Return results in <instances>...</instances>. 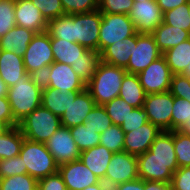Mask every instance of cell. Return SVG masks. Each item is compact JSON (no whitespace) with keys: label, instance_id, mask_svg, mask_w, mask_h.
Segmentation results:
<instances>
[{"label":"cell","instance_id":"obj_12","mask_svg":"<svg viewBox=\"0 0 190 190\" xmlns=\"http://www.w3.org/2000/svg\"><path fill=\"white\" fill-rule=\"evenodd\" d=\"M177 161H160L149 150L137 156L138 177L144 181L171 182Z\"/></svg>","mask_w":190,"mask_h":190},{"label":"cell","instance_id":"obj_18","mask_svg":"<svg viewBox=\"0 0 190 190\" xmlns=\"http://www.w3.org/2000/svg\"><path fill=\"white\" fill-rule=\"evenodd\" d=\"M49 87L60 92H81L86 88L85 82L73 71L71 65L53 62L51 64Z\"/></svg>","mask_w":190,"mask_h":190},{"label":"cell","instance_id":"obj_22","mask_svg":"<svg viewBox=\"0 0 190 190\" xmlns=\"http://www.w3.org/2000/svg\"><path fill=\"white\" fill-rule=\"evenodd\" d=\"M25 74L23 57L16 53L0 51V77L8 88L15 85Z\"/></svg>","mask_w":190,"mask_h":190},{"label":"cell","instance_id":"obj_25","mask_svg":"<svg viewBox=\"0 0 190 190\" xmlns=\"http://www.w3.org/2000/svg\"><path fill=\"white\" fill-rule=\"evenodd\" d=\"M132 49V36L126 37L123 40L117 41L110 46H107L101 53V61L125 68L128 65Z\"/></svg>","mask_w":190,"mask_h":190},{"label":"cell","instance_id":"obj_60","mask_svg":"<svg viewBox=\"0 0 190 190\" xmlns=\"http://www.w3.org/2000/svg\"><path fill=\"white\" fill-rule=\"evenodd\" d=\"M2 180H3V177L0 174V187H1V184H2Z\"/></svg>","mask_w":190,"mask_h":190},{"label":"cell","instance_id":"obj_43","mask_svg":"<svg viewBox=\"0 0 190 190\" xmlns=\"http://www.w3.org/2000/svg\"><path fill=\"white\" fill-rule=\"evenodd\" d=\"M65 14L88 13L98 10V0H61Z\"/></svg>","mask_w":190,"mask_h":190},{"label":"cell","instance_id":"obj_34","mask_svg":"<svg viewBox=\"0 0 190 190\" xmlns=\"http://www.w3.org/2000/svg\"><path fill=\"white\" fill-rule=\"evenodd\" d=\"M124 131L120 125L112 124L104 132L100 133V145L113 153L124 151Z\"/></svg>","mask_w":190,"mask_h":190},{"label":"cell","instance_id":"obj_14","mask_svg":"<svg viewBox=\"0 0 190 190\" xmlns=\"http://www.w3.org/2000/svg\"><path fill=\"white\" fill-rule=\"evenodd\" d=\"M45 145L58 165L76 161L80 158L81 152L73 140L70 128L61 126L45 142Z\"/></svg>","mask_w":190,"mask_h":190},{"label":"cell","instance_id":"obj_9","mask_svg":"<svg viewBox=\"0 0 190 190\" xmlns=\"http://www.w3.org/2000/svg\"><path fill=\"white\" fill-rule=\"evenodd\" d=\"M138 177L137 156L126 151L113 154L102 180L110 188L120 183L135 180Z\"/></svg>","mask_w":190,"mask_h":190},{"label":"cell","instance_id":"obj_24","mask_svg":"<svg viewBox=\"0 0 190 190\" xmlns=\"http://www.w3.org/2000/svg\"><path fill=\"white\" fill-rule=\"evenodd\" d=\"M51 47L54 61L68 65L76 63L81 59V55L88 50L77 42L58 38H51Z\"/></svg>","mask_w":190,"mask_h":190},{"label":"cell","instance_id":"obj_50","mask_svg":"<svg viewBox=\"0 0 190 190\" xmlns=\"http://www.w3.org/2000/svg\"><path fill=\"white\" fill-rule=\"evenodd\" d=\"M51 65L41 67L32 71L29 75L32 81L41 89L49 87L50 84Z\"/></svg>","mask_w":190,"mask_h":190},{"label":"cell","instance_id":"obj_19","mask_svg":"<svg viewBox=\"0 0 190 190\" xmlns=\"http://www.w3.org/2000/svg\"><path fill=\"white\" fill-rule=\"evenodd\" d=\"M16 25L35 33L45 32L48 21L31 0H15Z\"/></svg>","mask_w":190,"mask_h":190},{"label":"cell","instance_id":"obj_51","mask_svg":"<svg viewBox=\"0 0 190 190\" xmlns=\"http://www.w3.org/2000/svg\"><path fill=\"white\" fill-rule=\"evenodd\" d=\"M0 121L5 122L10 128L19 125L13 117L7 96L0 97Z\"/></svg>","mask_w":190,"mask_h":190},{"label":"cell","instance_id":"obj_57","mask_svg":"<svg viewBox=\"0 0 190 190\" xmlns=\"http://www.w3.org/2000/svg\"><path fill=\"white\" fill-rule=\"evenodd\" d=\"M10 127L5 123L0 121V135L4 134Z\"/></svg>","mask_w":190,"mask_h":190},{"label":"cell","instance_id":"obj_11","mask_svg":"<svg viewBox=\"0 0 190 190\" xmlns=\"http://www.w3.org/2000/svg\"><path fill=\"white\" fill-rule=\"evenodd\" d=\"M23 62L28 74L41 67L50 66L54 62L51 38L46 31L33 36L24 53Z\"/></svg>","mask_w":190,"mask_h":190},{"label":"cell","instance_id":"obj_38","mask_svg":"<svg viewBox=\"0 0 190 190\" xmlns=\"http://www.w3.org/2000/svg\"><path fill=\"white\" fill-rule=\"evenodd\" d=\"M103 106L106 109L108 116L111 118L112 123L115 125H121L128 117L129 112L134 109V107L130 106L120 97L114 98Z\"/></svg>","mask_w":190,"mask_h":190},{"label":"cell","instance_id":"obj_55","mask_svg":"<svg viewBox=\"0 0 190 190\" xmlns=\"http://www.w3.org/2000/svg\"><path fill=\"white\" fill-rule=\"evenodd\" d=\"M83 190H111V188L106 183L101 181L100 183L90 185Z\"/></svg>","mask_w":190,"mask_h":190},{"label":"cell","instance_id":"obj_45","mask_svg":"<svg viewBox=\"0 0 190 190\" xmlns=\"http://www.w3.org/2000/svg\"><path fill=\"white\" fill-rule=\"evenodd\" d=\"M47 21L64 15L61 0H31Z\"/></svg>","mask_w":190,"mask_h":190},{"label":"cell","instance_id":"obj_39","mask_svg":"<svg viewBox=\"0 0 190 190\" xmlns=\"http://www.w3.org/2000/svg\"><path fill=\"white\" fill-rule=\"evenodd\" d=\"M174 150L178 167L190 166V136L174 130Z\"/></svg>","mask_w":190,"mask_h":190},{"label":"cell","instance_id":"obj_44","mask_svg":"<svg viewBox=\"0 0 190 190\" xmlns=\"http://www.w3.org/2000/svg\"><path fill=\"white\" fill-rule=\"evenodd\" d=\"M0 174L4 177L27 174V168L22 163L20 155L12 158L0 159Z\"/></svg>","mask_w":190,"mask_h":190},{"label":"cell","instance_id":"obj_53","mask_svg":"<svg viewBox=\"0 0 190 190\" xmlns=\"http://www.w3.org/2000/svg\"><path fill=\"white\" fill-rule=\"evenodd\" d=\"M157 5L161 8L163 13L170 11L182 4L188 3L189 0H156Z\"/></svg>","mask_w":190,"mask_h":190},{"label":"cell","instance_id":"obj_27","mask_svg":"<svg viewBox=\"0 0 190 190\" xmlns=\"http://www.w3.org/2000/svg\"><path fill=\"white\" fill-rule=\"evenodd\" d=\"M172 74H182L190 63V38L162 54Z\"/></svg>","mask_w":190,"mask_h":190},{"label":"cell","instance_id":"obj_15","mask_svg":"<svg viewBox=\"0 0 190 190\" xmlns=\"http://www.w3.org/2000/svg\"><path fill=\"white\" fill-rule=\"evenodd\" d=\"M58 172L61 174L67 190H83L101 182L100 178L80 159L59 165Z\"/></svg>","mask_w":190,"mask_h":190},{"label":"cell","instance_id":"obj_3","mask_svg":"<svg viewBox=\"0 0 190 190\" xmlns=\"http://www.w3.org/2000/svg\"><path fill=\"white\" fill-rule=\"evenodd\" d=\"M19 155L27 168V174L37 180L54 174L59 165L53 155L48 151L45 143L24 139Z\"/></svg>","mask_w":190,"mask_h":190},{"label":"cell","instance_id":"obj_20","mask_svg":"<svg viewBox=\"0 0 190 190\" xmlns=\"http://www.w3.org/2000/svg\"><path fill=\"white\" fill-rule=\"evenodd\" d=\"M36 33L24 27L15 26L0 38V51L16 53L23 57Z\"/></svg>","mask_w":190,"mask_h":190},{"label":"cell","instance_id":"obj_13","mask_svg":"<svg viewBox=\"0 0 190 190\" xmlns=\"http://www.w3.org/2000/svg\"><path fill=\"white\" fill-rule=\"evenodd\" d=\"M138 33L151 34L163 22L164 13L156 0L134 2L128 14Z\"/></svg>","mask_w":190,"mask_h":190},{"label":"cell","instance_id":"obj_36","mask_svg":"<svg viewBox=\"0 0 190 190\" xmlns=\"http://www.w3.org/2000/svg\"><path fill=\"white\" fill-rule=\"evenodd\" d=\"M190 118V102L187 99L174 96L171 117V131L181 130Z\"/></svg>","mask_w":190,"mask_h":190},{"label":"cell","instance_id":"obj_16","mask_svg":"<svg viewBox=\"0 0 190 190\" xmlns=\"http://www.w3.org/2000/svg\"><path fill=\"white\" fill-rule=\"evenodd\" d=\"M96 102L85 88L81 92H70V104L61 116V125L71 128L83 124L85 117L95 107Z\"/></svg>","mask_w":190,"mask_h":190},{"label":"cell","instance_id":"obj_32","mask_svg":"<svg viewBox=\"0 0 190 190\" xmlns=\"http://www.w3.org/2000/svg\"><path fill=\"white\" fill-rule=\"evenodd\" d=\"M100 61V53L88 49L81 55L80 60L74 64H71V67L73 71L85 82V84H87L96 72Z\"/></svg>","mask_w":190,"mask_h":190},{"label":"cell","instance_id":"obj_58","mask_svg":"<svg viewBox=\"0 0 190 190\" xmlns=\"http://www.w3.org/2000/svg\"><path fill=\"white\" fill-rule=\"evenodd\" d=\"M180 131H182L184 134L190 136V118H189L188 123L183 128H181Z\"/></svg>","mask_w":190,"mask_h":190},{"label":"cell","instance_id":"obj_1","mask_svg":"<svg viewBox=\"0 0 190 190\" xmlns=\"http://www.w3.org/2000/svg\"><path fill=\"white\" fill-rule=\"evenodd\" d=\"M125 73L122 67L100 61L92 79L86 84L96 105H104L119 96Z\"/></svg>","mask_w":190,"mask_h":190},{"label":"cell","instance_id":"obj_47","mask_svg":"<svg viewBox=\"0 0 190 190\" xmlns=\"http://www.w3.org/2000/svg\"><path fill=\"white\" fill-rule=\"evenodd\" d=\"M149 121L148 114L143 107L134 108L129 112L126 120L120 125L124 133H128V129H136Z\"/></svg>","mask_w":190,"mask_h":190},{"label":"cell","instance_id":"obj_21","mask_svg":"<svg viewBox=\"0 0 190 190\" xmlns=\"http://www.w3.org/2000/svg\"><path fill=\"white\" fill-rule=\"evenodd\" d=\"M113 154L106 147L97 145L82 151L79 159L102 181Z\"/></svg>","mask_w":190,"mask_h":190},{"label":"cell","instance_id":"obj_61","mask_svg":"<svg viewBox=\"0 0 190 190\" xmlns=\"http://www.w3.org/2000/svg\"><path fill=\"white\" fill-rule=\"evenodd\" d=\"M134 2H138V1H144V0H133ZM146 1V0H145ZM147 1H151V0H147Z\"/></svg>","mask_w":190,"mask_h":190},{"label":"cell","instance_id":"obj_10","mask_svg":"<svg viewBox=\"0 0 190 190\" xmlns=\"http://www.w3.org/2000/svg\"><path fill=\"white\" fill-rule=\"evenodd\" d=\"M172 73L162 55L138 74L140 84L146 94L170 91Z\"/></svg>","mask_w":190,"mask_h":190},{"label":"cell","instance_id":"obj_37","mask_svg":"<svg viewBox=\"0 0 190 190\" xmlns=\"http://www.w3.org/2000/svg\"><path fill=\"white\" fill-rule=\"evenodd\" d=\"M189 2L164 13L163 22L190 32Z\"/></svg>","mask_w":190,"mask_h":190},{"label":"cell","instance_id":"obj_52","mask_svg":"<svg viewBox=\"0 0 190 190\" xmlns=\"http://www.w3.org/2000/svg\"><path fill=\"white\" fill-rule=\"evenodd\" d=\"M111 190H146V181L137 178L115 185Z\"/></svg>","mask_w":190,"mask_h":190},{"label":"cell","instance_id":"obj_46","mask_svg":"<svg viewBox=\"0 0 190 190\" xmlns=\"http://www.w3.org/2000/svg\"><path fill=\"white\" fill-rule=\"evenodd\" d=\"M170 93L173 96L187 99L190 102V77L182 74H173Z\"/></svg>","mask_w":190,"mask_h":190},{"label":"cell","instance_id":"obj_28","mask_svg":"<svg viewBox=\"0 0 190 190\" xmlns=\"http://www.w3.org/2000/svg\"><path fill=\"white\" fill-rule=\"evenodd\" d=\"M149 151L160 161H177L174 150V130L161 131L151 144Z\"/></svg>","mask_w":190,"mask_h":190},{"label":"cell","instance_id":"obj_29","mask_svg":"<svg viewBox=\"0 0 190 190\" xmlns=\"http://www.w3.org/2000/svg\"><path fill=\"white\" fill-rule=\"evenodd\" d=\"M70 104V92L63 93L58 89L47 87L42 89L41 105L60 117Z\"/></svg>","mask_w":190,"mask_h":190},{"label":"cell","instance_id":"obj_17","mask_svg":"<svg viewBox=\"0 0 190 190\" xmlns=\"http://www.w3.org/2000/svg\"><path fill=\"white\" fill-rule=\"evenodd\" d=\"M161 131L149 121L139 128L128 129L124 135V151L136 156L145 153Z\"/></svg>","mask_w":190,"mask_h":190},{"label":"cell","instance_id":"obj_59","mask_svg":"<svg viewBox=\"0 0 190 190\" xmlns=\"http://www.w3.org/2000/svg\"><path fill=\"white\" fill-rule=\"evenodd\" d=\"M182 75L190 77V63L186 67L185 71L182 73Z\"/></svg>","mask_w":190,"mask_h":190},{"label":"cell","instance_id":"obj_41","mask_svg":"<svg viewBox=\"0 0 190 190\" xmlns=\"http://www.w3.org/2000/svg\"><path fill=\"white\" fill-rule=\"evenodd\" d=\"M16 26L15 0L0 1V38Z\"/></svg>","mask_w":190,"mask_h":190},{"label":"cell","instance_id":"obj_42","mask_svg":"<svg viewBox=\"0 0 190 190\" xmlns=\"http://www.w3.org/2000/svg\"><path fill=\"white\" fill-rule=\"evenodd\" d=\"M133 0H98V10L107 14H129Z\"/></svg>","mask_w":190,"mask_h":190},{"label":"cell","instance_id":"obj_35","mask_svg":"<svg viewBox=\"0 0 190 190\" xmlns=\"http://www.w3.org/2000/svg\"><path fill=\"white\" fill-rule=\"evenodd\" d=\"M83 124L85 127H90L95 130L96 133H101L108 129L113 123L104 106L95 105L85 117Z\"/></svg>","mask_w":190,"mask_h":190},{"label":"cell","instance_id":"obj_8","mask_svg":"<svg viewBox=\"0 0 190 190\" xmlns=\"http://www.w3.org/2000/svg\"><path fill=\"white\" fill-rule=\"evenodd\" d=\"M174 96L170 91L146 94L143 108L148 114L149 122L162 131H171V117Z\"/></svg>","mask_w":190,"mask_h":190},{"label":"cell","instance_id":"obj_7","mask_svg":"<svg viewBox=\"0 0 190 190\" xmlns=\"http://www.w3.org/2000/svg\"><path fill=\"white\" fill-rule=\"evenodd\" d=\"M102 13L95 10L88 13L74 14L75 42L83 47L98 52L99 30Z\"/></svg>","mask_w":190,"mask_h":190},{"label":"cell","instance_id":"obj_33","mask_svg":"<svg viewBox=\"0 0 190 190\" xmlns=\"http://www.w3.org/2000/svg\"><path fill=\"white\" fill-rule=\"evenodd\" d=\"M70 132L80 152L100 145V133L84 124L71 127Z\"/></svg>","mask_w":190,"mask_h":190},{"label":"cell","instance_id":"obj_26","mask_svg":"<svg viewBox=\"0 0 190 190\" xmlns=\"http://www.w3.org/2000/svg\"><path fill=\"white\" fill-rule=\"evenodd\" d=\"M118 97L134 108L143 107L146 93L140 84L138 75L125 73Z\"/></svg>","mask_w":190,"mask_h":190},{"label":"cell","instance_id":"obj_48","mask_svg":"<svg viewBox=\"0 0 190 190\" xmlns=\"http://www.w3.org/2000/svg\"><path fill=\"white\" fill-rule=\"evenodd\" d=\"M173 190H190V166L179 167L172 176Z\"/></svg>","mask_w":190,"mask_h":190},{"label":"cell","instance_id":"obj_6","mask_svg":"<svg viewBox=\"0 0 190 190\" xmlns=\"http://www.w3.org/2000/svg\"><path fill=\"white\" fill-rule=\"evenodd\" d=\"M135 33V26L129 15L102 13L98 52L101 53L107 46L133 36Z\"/></svg>","mask_w":190,"mask_h":190},{"label":"cell","instance_id":"obj_2","mask_svg":"<svg viewBox=\"0 0 190 190\" xmlns=\"http://www.w3.org/2000/svg\"><path fill=\"white\" fill-rule=\"evenodd\" d=\"M41 98L42 89L32 81L28 73L9 87L7 92L13 117L18 123L41 106Z\"/></svg>","mask_w":190,"mask_h":190},{"label":"cell","instance_id":"obj_49","mask_svg":"<svg viewBox=\"0 0 190 190\" xmlns=\"http://www.w3.org/2000/svg\"><path fill=\"white\" fill-rule=\"evenodd\" d=\"M37 190H67L61 174L57 171L38 180Z\"/></svg>","mask_w":190,"mask_h":190},{"label":"cell","instance_id":"obj_54","mask_svg":"<svg viewBox=\"0 0 190 190\" xmlns=\"http://www.w3.org/2000/svg\"><path fill=\"white\" fill-rule=\"evenodd\" d=\"M146 190H173L171 182L146 181Z\"/></svg>","mask_w":190,"mask_h":190},{"label":"cell","instance_id":"obj_56","mask_svg":"<svg viewBox=\"0 0 190 190\" xmlns=\"http://www.w3.org/2000/svg\"><path fill=\"white\" fill-rule=\"evenodd\" d=\"M8 87L0 77V97L7 96Z\"/></svg>","mask_w":190,"mask_h":190},{"label":"cell","instance_id":"obj_4","mask_svg":"<svg viewBox=\"0 0 190 190\" xmlns=\"http://www.w3.org/2000/svg\"><path fill=\"white\" fill-rule=\"evenodd\" d=\"M18 126L26 139L45 143L62 125L60 117L41 105L23 118Z\"/></svg>","mask_w":190,"mask_h":190},{"label":"cell","instance_id":"obj_40","mask_svg":"<svg viewBox=\"0 0 190 190\" xmlns=\"http://www.w3.org/2000/svg\"><path fill=\"white\" fill-rule=\"evenodd\" d=\"M38 180L29 174L4 177L0 190H37Z\"/></svg>","mask_w":190,"mask_h":190},{"label":"cell","instance_id":"obj_5","mask_svg":"<svg viewBox=\"0 0 190 190\" xmlns=\"http://www.w3.org/2000/svg\"><path fill=\"white\" fill-rule=\"evenodd\" d=\"M130 59L124 68L127 73L138 75L153 61L162 56L152 34L136 32L132 36V49Z\"/></svg>","mask_w":190,"mask_h":190},{"label":"cell","instance_id":"obj_31","mask_svg":"<svg viewBox=\"0 0 190 190\" xmlns=\"http://www.w3.org/2000/svg\"><path fill=\"white\" fill-rule=\"evenodd\" d=\"M24 139L19 126L11 127L0 135V159L18 156Z\"/></svg>","mask_w":190,"mask_h":190},{"label":"cell","instance_id":"obj_62","mask_svg":"<svg viewBox=\"0 0 190 190\" xmlns=\"http://www.w3.org/2000/svg\"><path fill=\"white\" fill-rule=\"evenodd\" d=\"M188 12H189V18H190V0H189V11Z\"/></svg>","mask_w":190,"mask_h":190},{"label":"cell","instance_id":"obj_30","mask_svg":"<svg viewBox=\"0 0 190 190\" xmlns=\"http://www.w3.org/2000/svg\"><path fill=\"white\" fill-rule=\"evenodd\" d=\"M46 32L50 38L65 39L75 42L74 14H64L48 21Z\"/></svg>","mask_w":190,"mask_h":190},{"label":"cell","instance_id":"obj_23","mask_svg":"<svg viewBox=\"0 0 190 190\" xmlns=\"http://www.w3.org/2000/svg\"><path fill=\"white\" fill-rule=\"evenodd\" d=\"M151 34L162 54L190 38L189 31L167 25L164 22L159 24Z\"/></svg>","mask_w":190,"mask_h":190}]
</instances>
